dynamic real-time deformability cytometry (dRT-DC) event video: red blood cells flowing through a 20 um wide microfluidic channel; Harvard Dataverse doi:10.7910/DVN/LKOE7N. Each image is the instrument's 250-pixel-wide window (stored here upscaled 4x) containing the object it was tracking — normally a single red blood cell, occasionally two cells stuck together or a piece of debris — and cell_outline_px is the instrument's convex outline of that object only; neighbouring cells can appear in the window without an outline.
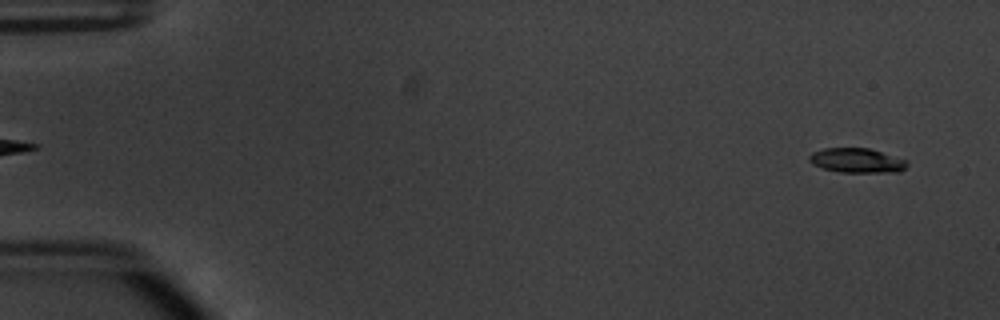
{"species": "common noctule bat (a hibernating species)", "species_latin": "Nyctalus noctula", "temperature_condition": "warm", "stored_images_in_passage": 53, "camera_frame_rate_fps": 3000, "um_per_image_px": 0.085, "animal": {"sex": "male", "body_mass_g": 20.1, "forearm_length_mm": 53.5}, "frame": {"image": 1, "passage_image": 3, "time_ms": 0.667, "image_size_px": [1000, 320], "cell_outline_px": [[908, 164], [900, 172], [840, 172], [824, 168], [812, 164], [808, 160], [808, 156], [812, 152], [824, 148], [868, 148], [904, 160]], "centroid_in_image_um": [72.77, 13.64], "position_along_channel_um": 12.2, "area_um2": 13.76}}
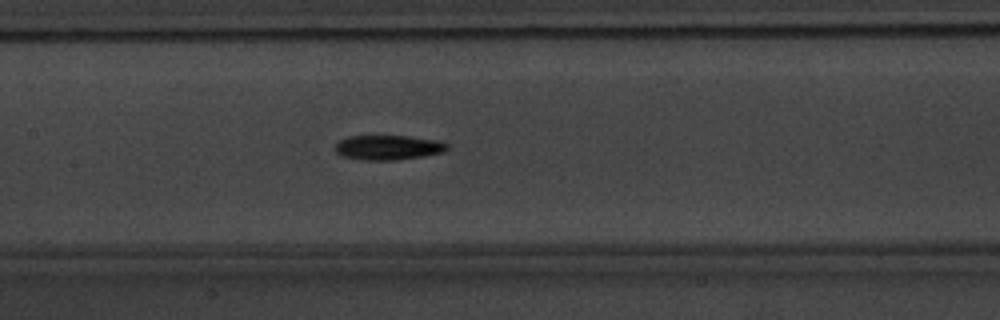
{"frame": {"image": 2, "passage_image": 26, "time_ms": 8.333, "image_size_px": [1000, 320], "cell_outline_px": [[448, 148], [444, 152], [424, 156], [396, 160], [360, 160], [344, 156], [336, 152], [336, 144], [340, 140], [348, 136], [408, 136], [440, 140], [448, 144]], "centroid_in_image_um": [33.03, 12.53], "position_along_channel_um": 174.4, "area_um2": 16.18}}
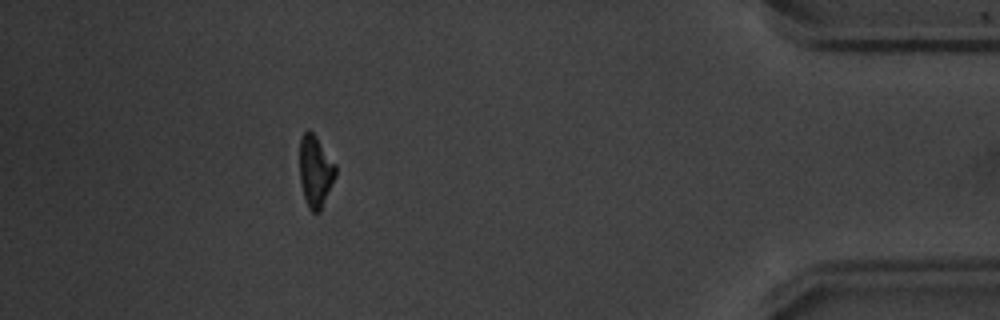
{"frame": {"image": 3, "passage_image": 48, "time_ms": 15.667, "image_size_px": [1000, 320], "cell_outline_px": [[336, 176], [320, 212], [312, 212], [308, 208], [304, 196], [300, 180], [300, 140], [304, 132], [308, 128], [316, 136], [336, 164]], "centroid_in_image_um": [26.82, 14.55], "position_along_channel_um": 408.4, "area_um2": 15.03}, "authors_computed_cell_mechanics": {"area_um2": 15.317, "velocity_mm_per_s": 3.845, "shape_relaxation_time_tau1_ms": 3.3906, "shape_relaxation_time_tau2_ms": null, "deformation_change_tau1": 0.171, "deformation_change_tau2": null}}